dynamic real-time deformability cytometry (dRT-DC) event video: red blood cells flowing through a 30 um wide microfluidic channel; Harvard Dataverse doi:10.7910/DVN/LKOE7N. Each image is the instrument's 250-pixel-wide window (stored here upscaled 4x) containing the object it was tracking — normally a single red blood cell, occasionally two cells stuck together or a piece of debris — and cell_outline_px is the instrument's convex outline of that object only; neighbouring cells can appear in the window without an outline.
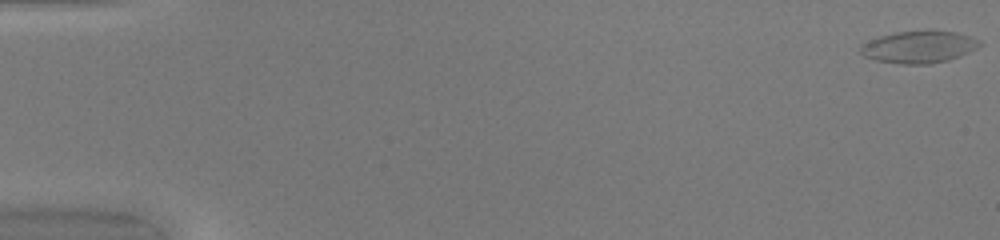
{"species": "common noctule bat (a hibernating species)", "species_latin": "Nyctalus noctula", "temperature_condition": "warm", "stored_images_in_passage": 51, "camera_frame_rate_fps": 3000, "um_per_image_px": 0.085, "animal": {"sex": "female", "body_mass_g": 20.0, "forearm_length_mm": 54.0}, "frame": {"image": 1, "passage_image": 1, "time_ms": 0.0, "image_size_px": [1000, 240], "cell_outline_px": [[984, 44], [968, 52], [948, 60], [928, 64], [900, 64], [876, 60], [864, 56], [860, 52], [860, 44], [880, 36], [896, 32], [928, 28], [956, 32], [980, 40]], "centroid_in_image_um": [78.11, 3.96], "position_along_channel_um": 6.9, "area_um2": 22.72}}
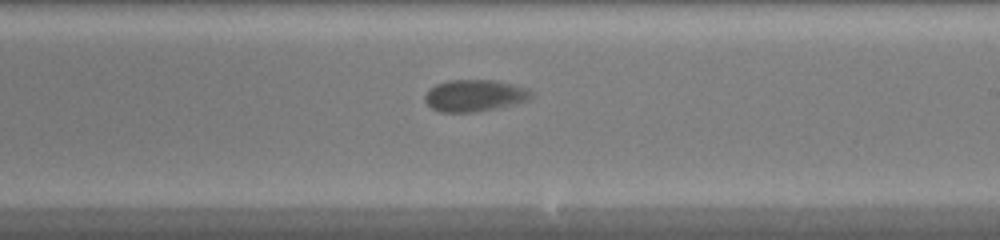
{"frame": {"image": 2, "passage_image": 31, "time_ms": 10.0, "image_size_px": [1000, 240], "cell_outline_px": [[532, 96], [528, 100], [496, 108], [476, 112], [440, 112], [432, 108], [424, 100], [424, 96], [436, 84], [448, 80], [492, 80], [512, 84], [528, 88], [532, 92]], "centroid_in_image_um": [40.34, 8.12], "position_along_channel_um": 248.7, "area_um2": 19.54}}
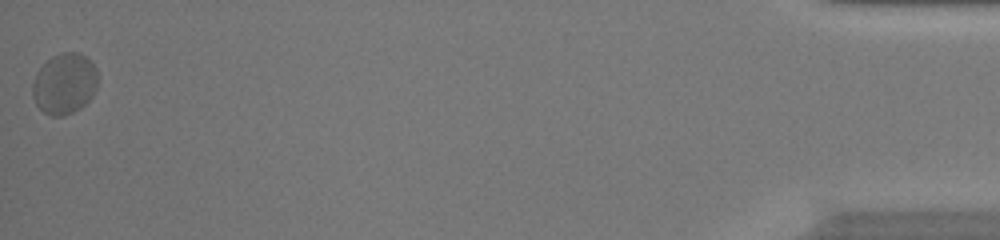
{"frame": {"image": 3, "passage_image": 51, "time_ms": 16.667, "image_size_px": [1000, 240], "cell_outline_px": [[96, 88], [92, 96], [80, 108], [64, 116], [52, 116], [44, 112], [36, 104], [32, 96], [32, 84], [36, 72], [52, 56], [60, 52], [80, 52], [92, 60], [96, 68]], "centroid_in_image_um": [5.47, 7.09], "position_along_channel_um": 429.7, "area_um2": 23.24}, "authors_computed_cell_mechanics": {"area_um2": 20.0566, "velocity_mm_per_s": 4.1144, "shape_relaxation_time_tau1_ms": 4.3713, "shape_relaxation_time_tau2_ms": null, "deformation_change_tau1": 0.1198, "deformation_change_tau2": null}}